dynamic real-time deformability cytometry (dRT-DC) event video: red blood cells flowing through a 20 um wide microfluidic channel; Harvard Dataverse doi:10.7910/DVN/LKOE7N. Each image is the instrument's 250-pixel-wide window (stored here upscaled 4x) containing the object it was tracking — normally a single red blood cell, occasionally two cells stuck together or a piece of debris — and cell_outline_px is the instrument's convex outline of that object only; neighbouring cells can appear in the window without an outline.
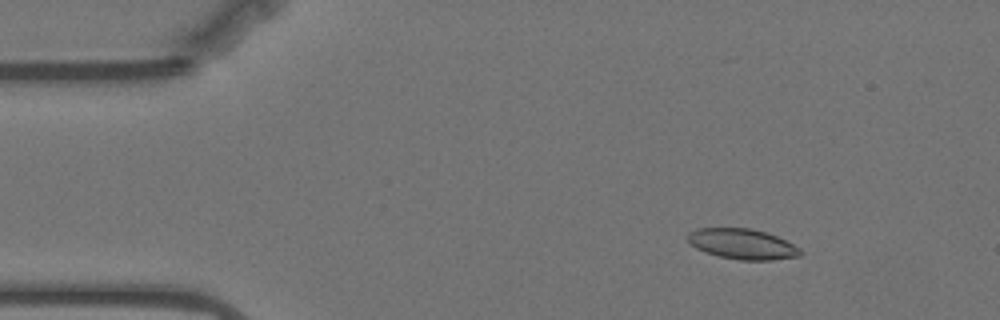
{"species": "Egyptian fruit bat (a non-hibernating species)", "species_latin": "Rousettus aegyptiacus", "temperature_condition": "warm", "stored_images_in_passage": 57, "camera_frame_rate_fps": 3000, "um_per_image_px": 0.085, "animal": {"sex": "female"}, "frame": {"image": 1, "passage_image": 8, "time_ms": 2.333, "image_size_px": [1000, 320], "cell_outline_px": [[804, 252], [800, 256], [772, 260], [740, 260], [720, 256], [704, 252], [696, 248], [688, 240], [688, 232], [696, 228], [752, 228], [776, 236], [800, 248]], "centroid_in_image_um": [63.1, 20.74], "position_along_channel_um": 21.9, "area_um2": 19.88}}
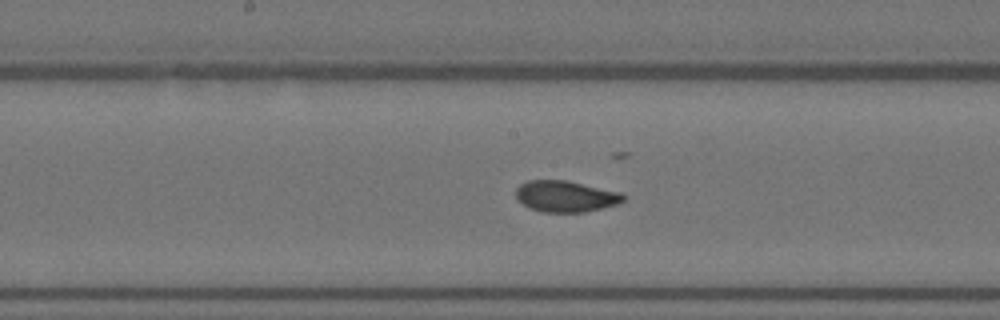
{"frame": {"image": 2, "passage_image": 29, "time_ms": 9.333, "image_size_px": [1000, 320], "cell_outline_px": [[628, 196], [624, 200], [616, 204], [584, 212], [544, 212], [528, 208], [516, 196], [516, 188], [520, 184], [528, 180], [568, 180], [620, 192]], "centroid_in_image_um": [48.08, 16.68], "position_along_channel_um": 200.1, "area_um2": 19.54}}
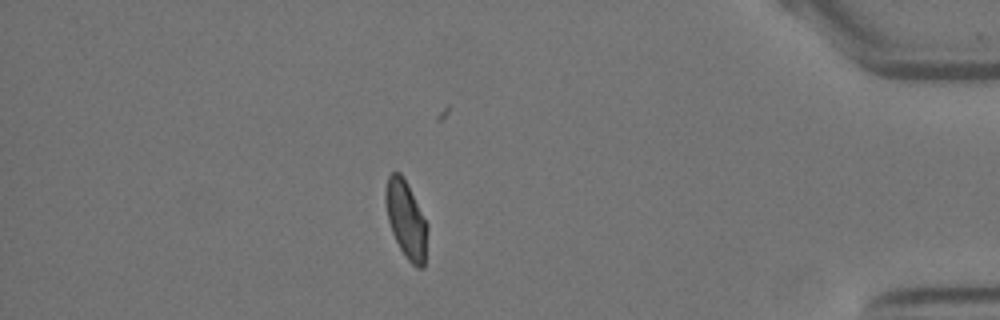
{"frame": {"image": 3, "passage_image": 50, "time_ms": 16.333, "image_size_px": [1000, 320], "cell_outline_px": [[428, 228], [424, 268], [416, 268], [404, 256], [392, 232], [388, 220], [384, 200], [384, 192], [388, 176], [392, 172], [400, 172], [428, 224]], "centroid_in_image_um": [34.51, 18.69], "position_along_channel_um": 400.7, "area_um2": 18.79}, "authors_computed_cell_mechanics": {"area_um2": 19.5942, "velocity_mm_per_s": 3.5129, "shape_relaxation_time_tau1_ms": 6.6498, "shape_relaxation_time_tau2_ms": 1.1547, "deformation_change_tau1": 0.1508, "deformation_change_tau2": 0.0605}}